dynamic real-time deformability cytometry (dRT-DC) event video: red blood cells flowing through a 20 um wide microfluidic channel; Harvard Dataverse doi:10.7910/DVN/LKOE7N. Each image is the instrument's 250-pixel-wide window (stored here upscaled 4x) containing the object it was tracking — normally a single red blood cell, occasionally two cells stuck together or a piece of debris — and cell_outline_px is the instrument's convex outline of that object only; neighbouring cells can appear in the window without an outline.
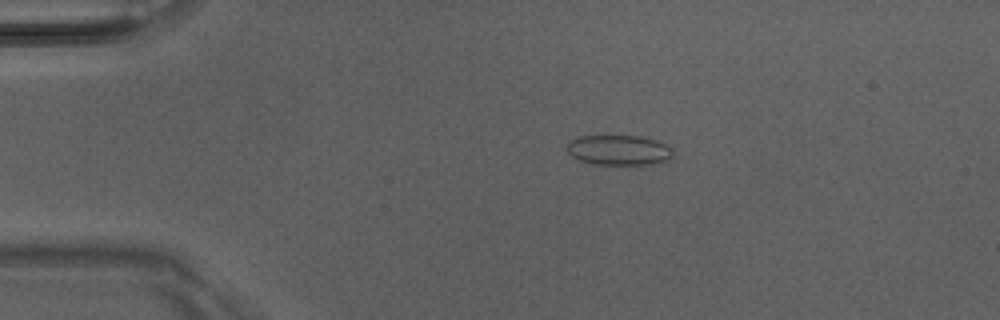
{"species": "Egyptian fruit bat (a non-hibernating species)", "species_latin": "Rousettus aegyptiacus", "temperature_condition": "room temperature", "stored_images_in_passage": 42, "camera_frame_rate_fps": 3000, "um_per_image_px": 0.085, "animal": {"sex": "male"}, "frame": {"image": 1, "passage_image": 2, "time_ms": 0.333, "image_size_px": [1000, 320], "cell_outline_px": [[672, 156], [668, 160], [652, 164], [592, 164], [580, 160], [572, 156], [568, 152], [568, 140], [580, 136], [640, 136], [656, 140], [668, 144], [672, 148]], "centroid_in_image_um": [52.62, 12.75], "position_along_channel_um": 32.4, "area_um2": 18.61}}
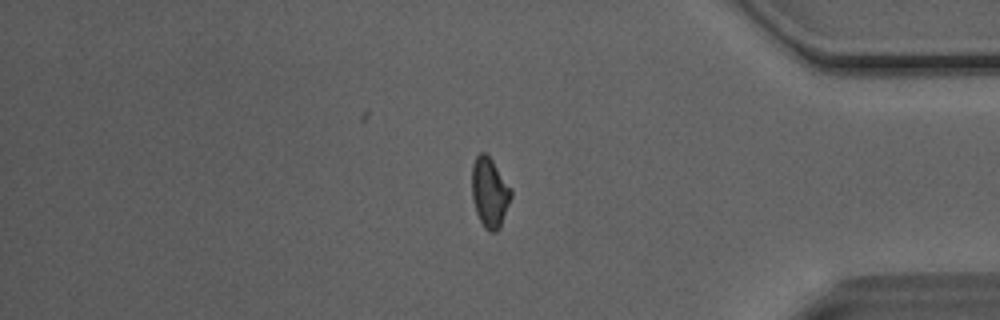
{"frame": {"image": 2, "passage_image": 34, "time_ms": 11.0, "image_size_px": [1000, 320], "cell_outline_px": [[512, 196], [500, 228], [496, 232], [488, 232], [484, 228], [476, 212], [472, 200], [472, 164], [476, 156], [480, 152], [484, 152], [492, 160], [512, 188]], "centroid_in_image_um": [41.62, 16.38], "position_along_channel_um": 393.6, "area_um2": 16.13}}
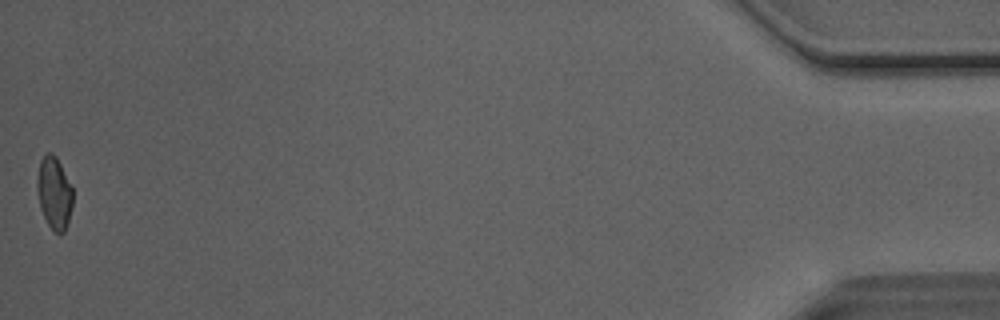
{"frame": {"image": 3, "passage_image": 42, "time_ms": 13.667, "image_size_px": [1000, 320], "cell_outline_px": [[72, 204], [68, 220], [64, 232], [60, 236], [52, 232], [40, 208], [36, 188], [36, 180], [40, 160], [48, 152], [52, 152], [56, 156], [72, 188]], "centroid_in_image_um": [4.58, 16.43], "position_along_channel_um": 430.6, "area_um2": 15.09}, "authors_computed_cell_mechanics": {"area_um2": 16.0684, "velocity_mm_per_s": 4.099, "shape_relaxation_time_tau1_ms": 8.3893, "shape_relaxation_time_tau2_ms": 2.0958, "deformation_change_tau1": 0.1622, "deformation_change_tau2": 0.0984}}